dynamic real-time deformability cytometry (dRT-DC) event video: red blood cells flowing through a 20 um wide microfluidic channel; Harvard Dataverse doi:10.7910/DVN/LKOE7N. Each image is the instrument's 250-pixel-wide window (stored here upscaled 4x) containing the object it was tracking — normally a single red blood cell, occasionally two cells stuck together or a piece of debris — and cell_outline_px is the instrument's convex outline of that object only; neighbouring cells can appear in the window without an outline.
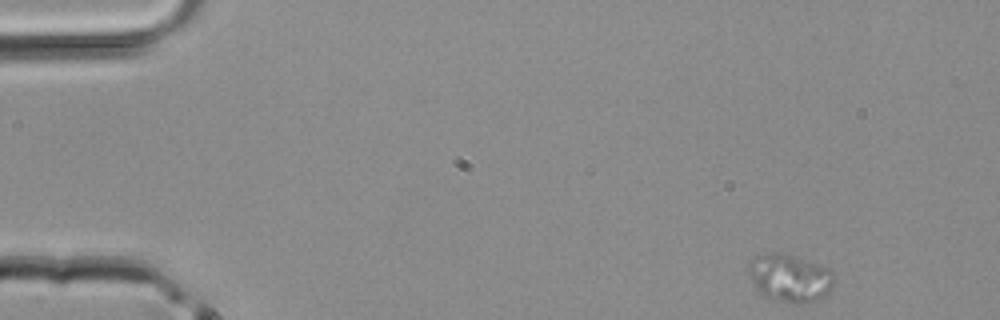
{"species": "common noctule bat (a hibernating species)", "species_latin": "Nyctalus noctula", "temperature_condition": "room temperature", "stored_images_in_passage": 3, "camera_frame_rate_fps": 3000, "um_per_image_px": 0.085, "animal": {"sex": "male", "body_mass_g": 20.4}, "frame": {"image": 1, "passage_image": 1, "time_ms": 0.0, "image_size_px": [1000, 320], "cell_outline_px": [[836, 280], [832, 288], [824, 296], [816, 300], [800, 304], [792, 304], [776, 300], [760, 292], [756, 288], [748, 272], [748, 264], [752, 256], [780, 252], [828, 268], [836, 276]], "centroid_in_image_um": [67.15, 23.64], "position_along_channel_um": 17.9, "area_um2": 23.7}}